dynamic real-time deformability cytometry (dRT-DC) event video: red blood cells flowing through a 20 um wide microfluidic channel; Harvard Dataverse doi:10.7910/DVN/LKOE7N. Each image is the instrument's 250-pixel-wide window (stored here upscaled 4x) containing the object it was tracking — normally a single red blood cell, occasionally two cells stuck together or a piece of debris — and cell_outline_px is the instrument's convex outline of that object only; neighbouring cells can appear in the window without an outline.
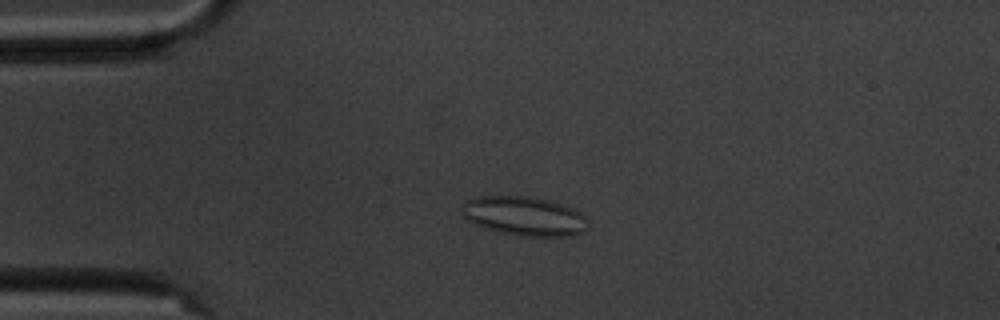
{"species": "common noctule bat (a hibernating species)", "species_latin": "Nyctalus noctula", "temperature_condition": "cold", "stored_images_in_passage": 49, "camera_frame_rate_fps": 3000, "um_per_image_px": 0.085, "animal": {"sex": "male", "body_mass_g": 20.1, "forearm_length_mm": 53.5}, "frame": {"image": 1, "passage_image": 12, "time_ms": 3.667, "image_size_px": [1000, 320], "cell_outline_px": [[588, 228], [584, 232], [576, 236], [520, 236], [500, 232], [484, 228], [468, 220], [464, 216], [464, 200], [476, 196], [528, 196], [560, 204], [572, 208], [580, 212], [584, 216], [588, 224]], "centroid_in_image_um": [44.58, 18.38], "position_along_channel_um": 40.4, "area_um2": 28.67}}
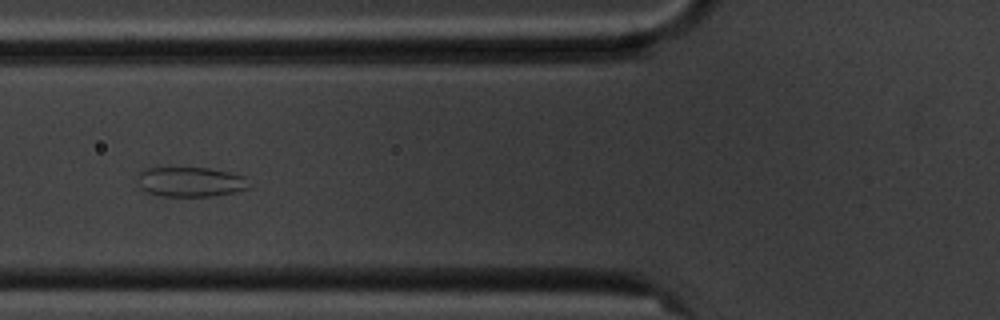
{"frame": {"image": 2, "passage_image": 20, "time_ms": 6.333, "image_size_px": [1000, 320], "cell_outline_px": [[248, 188], [232, 192], [212, 196], [164, 196], [148, 192], [140, 188], [136, 176], [136, 172], [148, 168], [208, 168], [228, 172], [244, 176]], "centroid_in_image_um": [16.1, 15.45], "position_along_channel_um": 109.7, "area_um2": 19.13}}
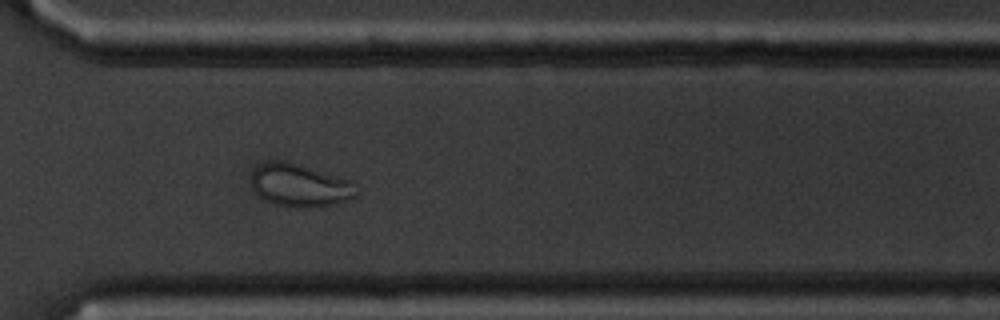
{"frame": {"image": 3, "passage_image": 40, "time_ms": 13.0, "image_size_px": [1000, 320], "cell_outline_px": [[356, 196], [336, 204], [296, 208], [292, 208], [276, 204], [264, 200], [252, 188], [252, 172], [260, 164], [268, 160], [280, 160], [296, 164], [352, 180]], "centroid_in_image_um": [25.45, 15.76], "position_along_channel_um": 345.1, "area_um2": 25.89}}